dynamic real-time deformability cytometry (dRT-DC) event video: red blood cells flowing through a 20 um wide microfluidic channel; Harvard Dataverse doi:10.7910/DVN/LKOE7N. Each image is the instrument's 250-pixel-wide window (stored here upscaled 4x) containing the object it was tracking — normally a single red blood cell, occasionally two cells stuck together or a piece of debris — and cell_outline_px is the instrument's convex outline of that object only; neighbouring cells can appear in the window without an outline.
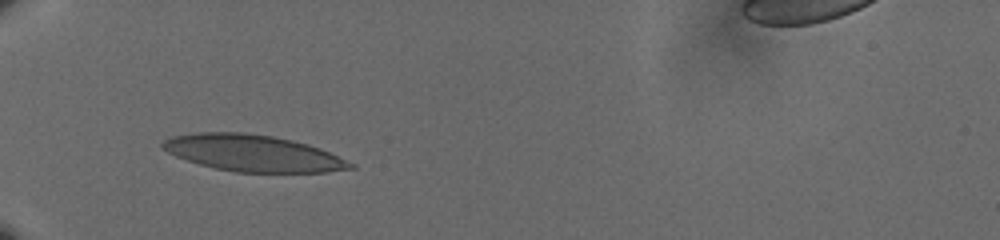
{"species": "human", "species_latin": "Homo sapiens", "temperature_condition": "cold", "stored_images_in_passage": 35, "camera_frame_rate_fps": 3000, "um_per_image_px": 0.085, "donor": {"sex": "male"}, "frame": {"image": 1, "passage_image": 1, "time_ms": 0.0, "image_size_px": [1000, 240], "cell_outline_px": [[356, 168], [328, 172], [236, 172], [216, 168], [200, 164], [176, 156], [160, 148], [160, 144], [164, 140], [172, 136], [196, 132], [244, 132], [272, 136], [292, 140], [308, 144], [320, 148], [356, 164]], "centroid_in_image_um": [21.51, 13.01], "position_along_channel_um": 63.5, "area_um2": 40.0}}
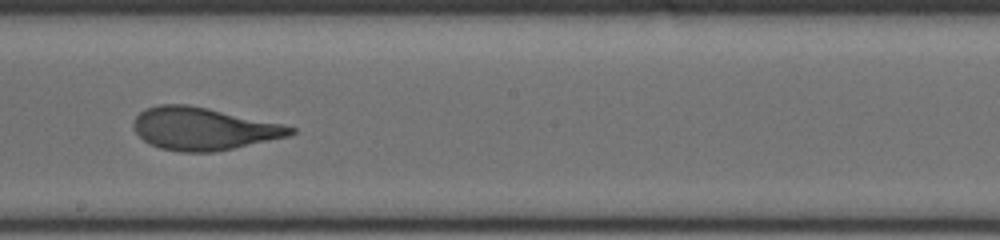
{"frame": {"image": 2, "passage_image": 16, "time_ms": 5.0, "image_size_px": [1000, 240], "cell_outline_px": [[296, 132], [288, 136], [232, 148], [212, 152], [180, 152], [160, 148], [148, 144], [136, 132], [132, 124], [136, 116], [140, 112], [148, 108], [160, 104], [184, 104], [208, 108], [284, 124], [296, 128]], "centroid_in_image_um": [17.27, 10.94], "position_along_channel_um": 230.9, "area_um2": 38.67}}
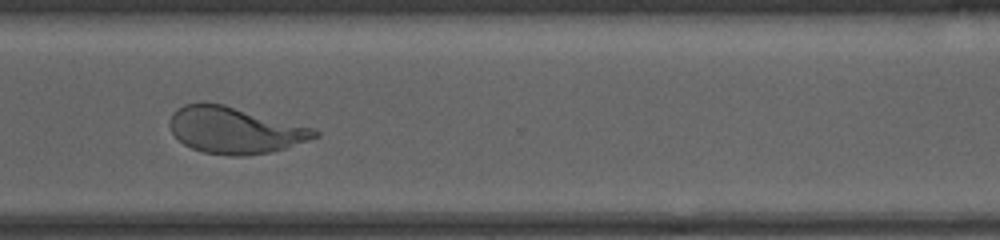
{"frame": {"image": 3, "passage_image": 26, "time_ms": 8.333, "image_size_px": [1000, 240], "cell_outline_px": [[320, 136], [272, 152], [244, 156], [228, 156], [204, 152], [192, 148], [184, 144], [172, 132], [168, 124], [176, 108], [184, 104], [224, 104], [316, 128], [320, 132]], "centroid_in_image_um": [20.0, 11.08], "position_along_channel_um": 350.6, "area_um2": 39.19}, "authors_computed_cell_mechanics": {"area_um2": 39.1884, "velocity_mm_per_s": 3.6059, "shape_relaxation_time_tau1_ms": 5.724, "shape_relaxation_time_tau2_ms": 0.9778, "deformation_change_tau1": 0.2122, "deformation_change_tau2": 0.0795}}